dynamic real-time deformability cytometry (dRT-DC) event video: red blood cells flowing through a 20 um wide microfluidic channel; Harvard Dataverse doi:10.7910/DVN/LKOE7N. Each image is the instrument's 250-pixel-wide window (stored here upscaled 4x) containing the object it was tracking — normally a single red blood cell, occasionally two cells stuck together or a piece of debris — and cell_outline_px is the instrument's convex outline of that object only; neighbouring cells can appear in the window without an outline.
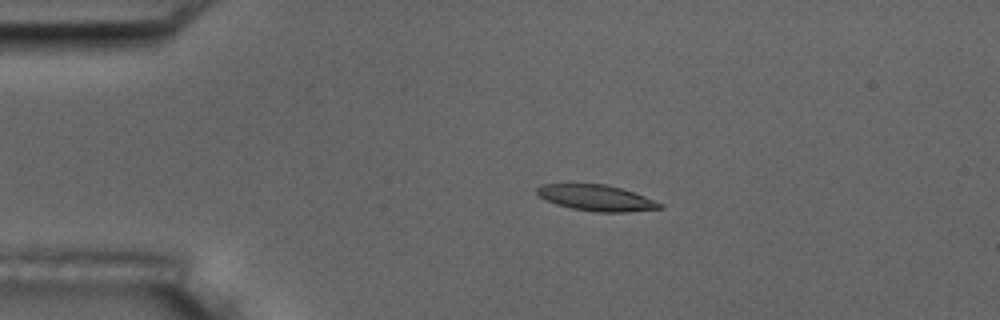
{"species": "common noctule bat (a hibernating species)", "species_latin": "Nyctalus noctula", "temperature_condition": "room temperature", "stored_images_in_passage": 6, "camera_frame_rate_fps": 3000, "um_per_image_px": 0.085, "animal": {"sex": "male", "body_mass_g": 17.5, "forearm_length_mm": 52.3}, "frame": {"image": 1, "passage_image": 4, "time_ms": 3.667, "image_size_px": [1000, 320], "cell_outline_px": [[664, 208], [628, 212], [596, 212], [572, 208], [556, 204], [540, 196], [536, 192], [536, 188], [540, 184], [604, 184], [620, 188], [644, 196], [664, 204]], "centroid_in_image_um": [50.71, 16.82], "position_along_channel_um": 34.3, "area_um2": 18.44}}
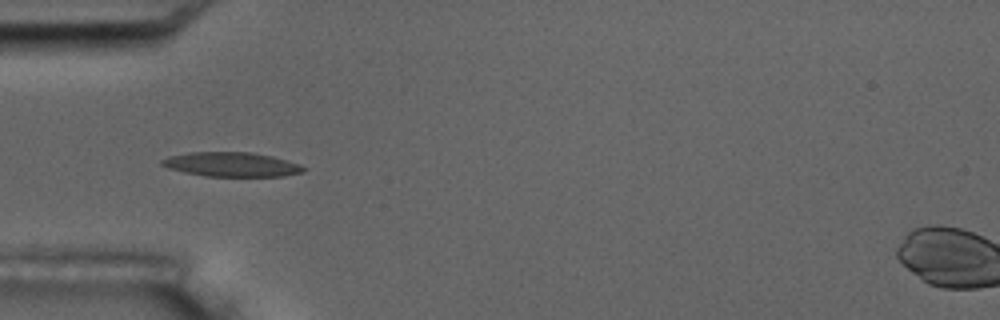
{"frame": {"image": 2, "passage_image": 6, "time_ms": 5.667, "image_size_px": [1000, 320], "cell_outline_px": [[308, 168], [304, 172], [284, 176], [204, 176], [184, 172], [168, 168], [160, 164], [160, 160], [168, 156], [192, 152], [252, 152], [272, 156], [300, 164]], "centroid_in_image_um": [19.7, 13.98], "position_along_channel_um": 65.3, "area_um2": 20.23}}